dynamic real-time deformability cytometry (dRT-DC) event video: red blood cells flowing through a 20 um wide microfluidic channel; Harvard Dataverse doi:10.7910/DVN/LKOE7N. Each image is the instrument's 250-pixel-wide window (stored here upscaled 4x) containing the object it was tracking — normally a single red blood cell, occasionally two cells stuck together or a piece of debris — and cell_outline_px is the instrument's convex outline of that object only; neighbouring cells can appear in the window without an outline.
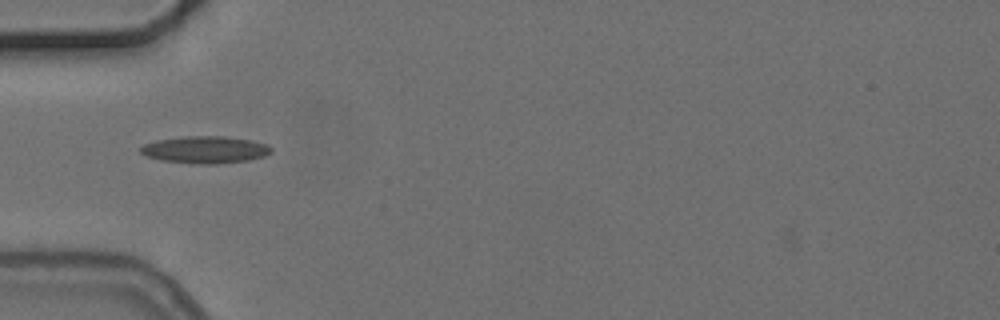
{"species": "common noctule bat (a hibernating species)", "species_latin": "Nyctalus noctula", "temperature_condition": "cold", "stored_images_in_passage": 2, "camera_frame_rate_fps": 3000, "um_per_image_px": 0.085, "animal": {"sex": "female", "body_mass_g": 24.6, "forearm_length_mm": 56.2}, "frame": {"image": 1, "passage_image": 2, "time_ms": 1.0, "image_size_px": [1000, 320], "cell_outline_px": [[272, 152], [264, 156], [248, 160], [216, 164], [200, 164], [160, 160], [148, 156], [140, 152], [140, 148], [144, 144], [156, 140], [184, 136], [224, 136], [252, 140], [268, 144], [272, 148]], "centroid_in_image_um": [17.47, 12.72], "position_along_channel_um": 67.5, "area_um2": 20.69}}